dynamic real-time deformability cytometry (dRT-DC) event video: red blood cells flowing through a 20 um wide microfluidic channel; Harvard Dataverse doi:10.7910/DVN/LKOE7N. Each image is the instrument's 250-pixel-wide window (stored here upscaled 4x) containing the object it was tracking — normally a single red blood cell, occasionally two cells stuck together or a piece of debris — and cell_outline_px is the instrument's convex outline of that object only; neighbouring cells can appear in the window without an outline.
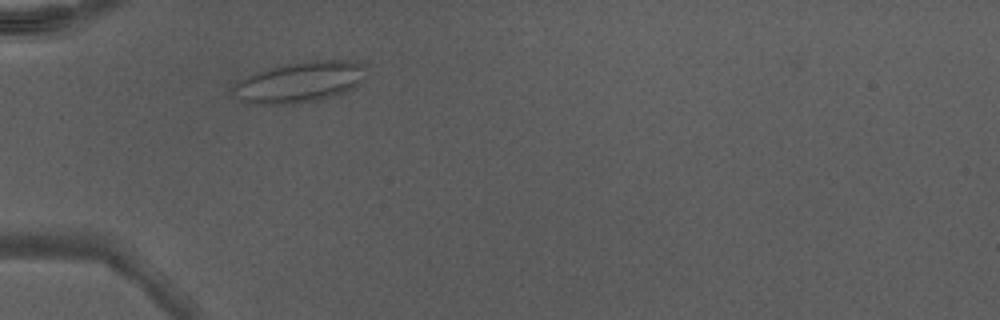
{"species": "Egyptian fruit bat (a non-hibernating species)", "species_latin": "Rousettus aegyptiacus", "temperature_condition": "warm", "stored_images_in_passage": 38, "camera_frame_rate_fps": 3000, "um_per_image_px": 0.085, "animal": {"sex": "male"}, "frame": {"image": 1, "passage_image": 6, "time_ms": 1.667, "image_size_px": [1000, 320], "cell_outline_px": [[368, 68], [364, 80], [352, 88], [344, 92], [332, 96], [316, 100], [292, 104], [260, 104], [240, 100], [228, 88], [244, 76], [256, 72], [284, 64], [308, 60], [356, 60]], "centroid_in_image_um": [25.48, 6.95], "position_along_channel_um": 59.5, "area_um2": 31.96}}
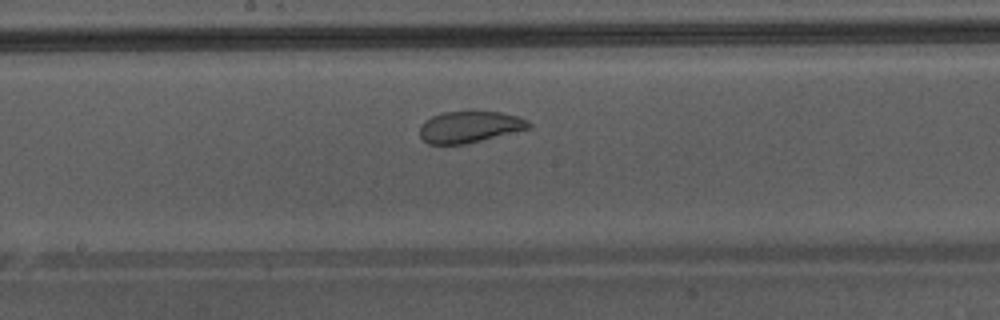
{"frame": {"image": 2, "passage_image": 17, "time_ms": 5.333, "image_size_px": [1000, 320], "cell_outline_px": [[532, 128], [464, 144], [428, 144], [420, 136], [420, 124], [424, 120], [432, 116], [444, 112], [472, 108], [500, 112], [516, 116], [528, 120], [532, 124]], "centroid_in_image_um": [39.92, 10.73], "position_along_channel_um": 208.3, "area_um2": 20.69}, "authors_computed_cell_mechanics": {"area_um2": 24.0448, "velocity_mm_per_s": 4.3274, "shape_relaxation_time_tau1_ms": 6.1191, "shape_relaxation_time_tau2_ms": 0.6918, "deformation_change_tau1": 0.1272, "deformation_change_tau2": 0.0585}}